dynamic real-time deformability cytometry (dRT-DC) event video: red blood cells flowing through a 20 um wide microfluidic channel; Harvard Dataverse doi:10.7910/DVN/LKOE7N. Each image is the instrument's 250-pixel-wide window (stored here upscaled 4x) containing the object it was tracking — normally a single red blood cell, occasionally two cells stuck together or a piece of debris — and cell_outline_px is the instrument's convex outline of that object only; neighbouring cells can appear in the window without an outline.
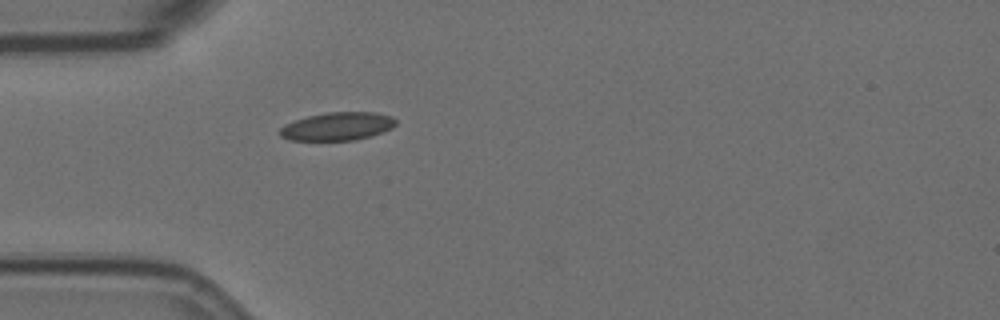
{"species": "Egyptian fruit bat (a non-hibernating species)", "species_latin": "Rousettus aegyptiacus", "temperature_condition": "room temperature", "stored_images_in_passage": 39, "camera_frame_rate_fps": 3000, "um_per_image_px": 0.085, "animal": {"sex": "female"}, "frame": {"image": 1, "passage_image": 2, "time_ms": 0.333, "image_size_px": [1000, 320], "cell_outline_px": [[396, 124], [392, 128], [372, 136], [356, 140], [288, 140], [280, 136], [280, 128], [284, 124], [308, 116], [328, 112], [376, 112], [392, 116], [396, 120]], "centroid_in_image_um": [28.7, 10.74], "position_along_channel_um": 56.3, "area_um2": 19.07}}
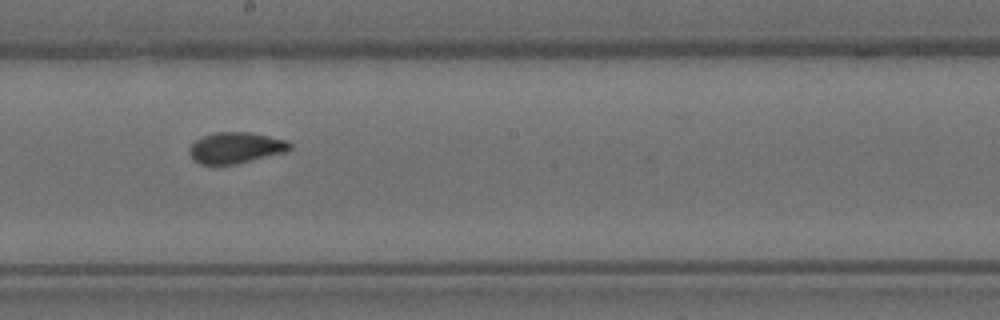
{"frame": {"image": 2, "passage_image": 17, "time_ms": 5.333, "image_size_px": [1000, 320], "cell_outline_px": [[292, 148], [288, 152], [236, 164], [200, 164], [192, 160], [188, 152], [188, 148], [196, 140], [204, 136], [216, 132], [248, 132], [268, 136], [284, 140], [292, 144]], "centroid_in_image_um": [20.03, 12.57], "position_along_channel_um": 228.2, "area_um2": 18.26}}
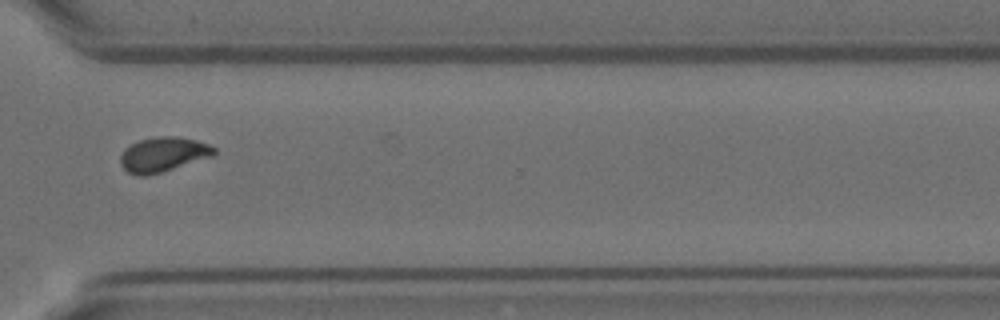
{"frame": {"image": 3, "passage_image": 28, "time_ms": 9.0, "image_size_px": [1000, 320], "cell_outline_px": [[216, 152], [212, 156], [148, 176], [140, 176], [128, 172], [120, 164], [120, 156], [124, 148], [140, 140], [156, 136], [176, 136], [196, 140], [208, 144], [216, 148]], "centroid_in_image_um": [13.85, 13.12], "position_along_channel_um": 356.8, "area_um2": 18.84}, "authors_computed_cell_mechanics": {"area_um2": 18.4382, "velocity_mm_per_s": 3.5169, "shape_relaxation_time_tau1_ms": null, "shape_relaxation_time_tau2_ms": 0.812, "deformation_change_tau1": null, "deformation_change_tau2": 0.0456}}